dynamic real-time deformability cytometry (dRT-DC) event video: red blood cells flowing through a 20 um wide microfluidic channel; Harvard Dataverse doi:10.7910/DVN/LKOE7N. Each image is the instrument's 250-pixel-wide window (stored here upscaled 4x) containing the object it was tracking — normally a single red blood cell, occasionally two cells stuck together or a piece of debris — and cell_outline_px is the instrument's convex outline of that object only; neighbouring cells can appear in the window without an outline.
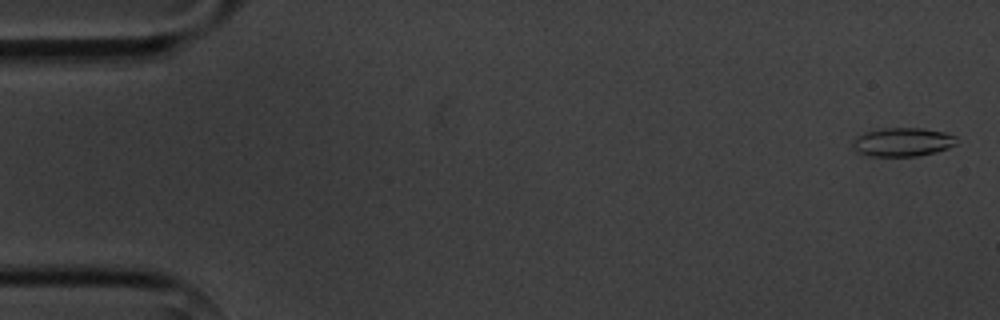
{"species": "common noctule bat (a hibernating species)", "species_latin": "Nyctalus noctula", "temperature_condition": "cold", "stored_images_in_passage": 5, "camera_frame_rate_fps": 3000, "um_per_image_px": 0.085, "animal": {"sex": "male", "body_mass_g": 20.1, "forearm_length_mm": 53.5}, "frame": {"image": 1, "passage_image": 1, "time_ms": 0.0, "image_size_px": [1000, 320], "cell_outline_px": [[956, 144], [948, 148], [936, 152], [920, 156], [868, 156], [848, 148], [852, 140], [856, 136], [864, 132], [884, 128], [920, 128], [944, 132], [956, 136]], "centroid_in_image_um": [76.65, 12.08], "position_along_channel_um": 8.4, "area_um2": 17.69}}
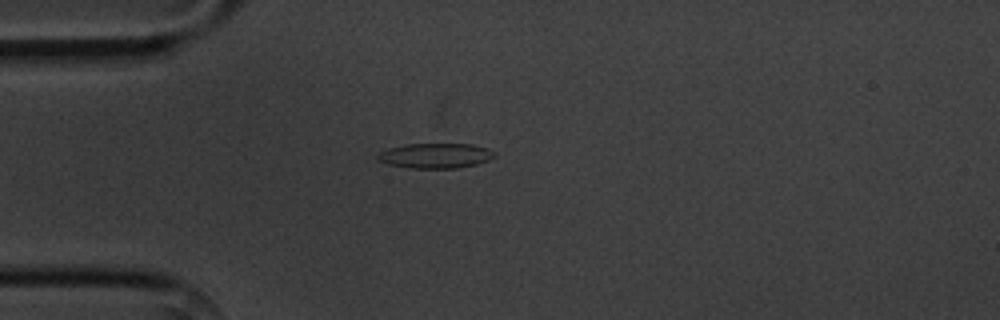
{"frame": {"image": 2, "passage_image": 4, "time_ms": 4.333, "image_size_px": [1000, 320], "cell_outline_px": [[496, 156], [488, 160], [476, 164], [456, 168], [408, 168], [388, 164], [380, 160], [376, 156], [380, 152], [392, 148], [408, 144], [472, 144], [488, 148], [496, 152]], "centroid_in_image_um": [37.07, 13.23], "position_along_channel_um": 47.9, "area_um2": 16.88}}